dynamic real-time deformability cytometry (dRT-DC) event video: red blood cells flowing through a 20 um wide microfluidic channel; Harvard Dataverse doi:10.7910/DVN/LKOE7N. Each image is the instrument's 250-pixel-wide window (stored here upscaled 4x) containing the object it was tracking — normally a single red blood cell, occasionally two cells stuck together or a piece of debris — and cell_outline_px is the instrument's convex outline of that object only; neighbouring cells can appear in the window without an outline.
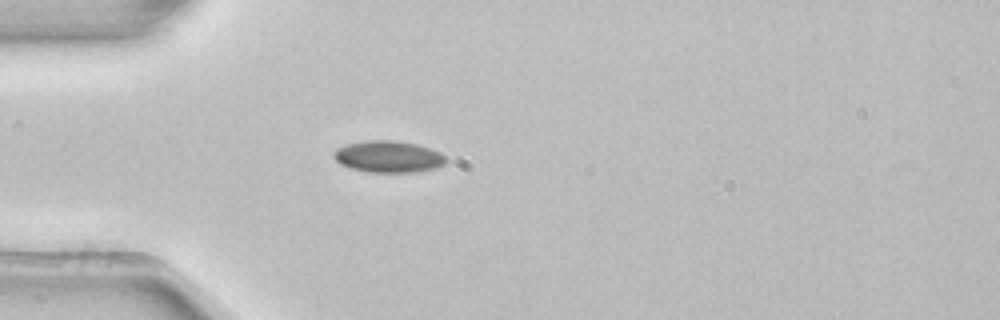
{"species": "common noctule bat (a hibernating species)", "species_latin": "Nyctalus noctula", "temperature_condition": "room temperature", "stored_images_in_passage": 39, "camera_frame_rate_fps": 3000, "um_per_image_px": 0.085, "animal": {"sex": "female", "body_mass_g": 22.7, "forearm_length_mm": 54.2}, "frame": {"image": 1, "passage_image": 1, "time_ms": 0.0, "image_size_px": [1000, 320], "cell_outline_px": [[448, 160], [444, 164], [436, 168], [416, 172], [368, 172], [348, 168], [340, 164], [332, 156], [332, 152], [336, 148], [348, 144], [364, 140], [396, 140], [416, 144], [440, 152]], "centroid_in_image_um": [32.98, 13.32], "position_along_channel_um": 52.0, "area_um2": 20.92}}
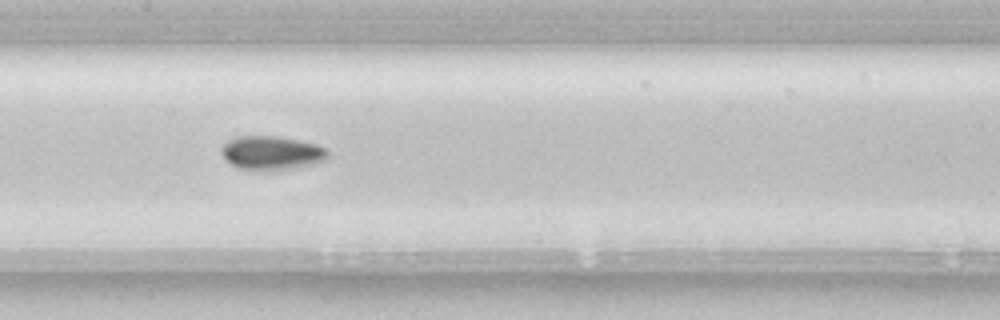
{"frame": {"image": 2, "passage_image": 12, "time_ms": 3.667, "image_size_px": [1000, 320], "cell_outline_px": [[328, 160], [316, 164], [300, 168], [272, 172], [256, 172], [240, 168], [232, 164], [220, 152], [220, 148], [224, 144], [240, 136], [276, 136], [316, 144], [324, 148], [328, 152]], "centroid_in_image_um": [23.14, 13.05], "position_along_channel_um": 184.3, "area_um2": 21.44}}
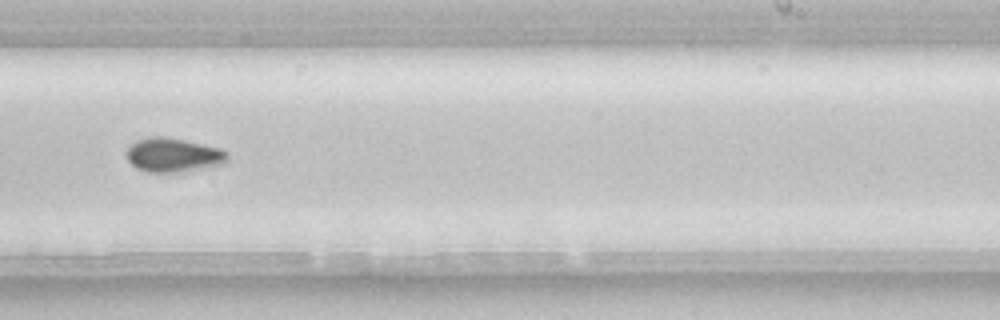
{"frame": {"image": 3, "passage_image": 19, "time_ms": 6.0, "image_size_px": [1000, 320], "cell_outline_px": [[228, 160], [224, 164], [188, 172], [148, 172], [136, 168], [128, 160], [124, 152], [136, 140], [148, 136], [168, 136], [204, 144], [220, 148], [228, 152]], "centroid_in_image_um": [14.74, 13.17], "position_along_channel_um": 274.3, "area_um2": 20.58}, "authors_computed_cell_mechanics": {"area_um2": 19.4786, "velocity_mm_per_s": 3.8831, "shape_relaxation_time_tau1_ms": 3.4069, "shape_relaxation_time_tau2_ms": null, "deformation_change_tau1": 0.0622, "deformation_change_tau2": null}}